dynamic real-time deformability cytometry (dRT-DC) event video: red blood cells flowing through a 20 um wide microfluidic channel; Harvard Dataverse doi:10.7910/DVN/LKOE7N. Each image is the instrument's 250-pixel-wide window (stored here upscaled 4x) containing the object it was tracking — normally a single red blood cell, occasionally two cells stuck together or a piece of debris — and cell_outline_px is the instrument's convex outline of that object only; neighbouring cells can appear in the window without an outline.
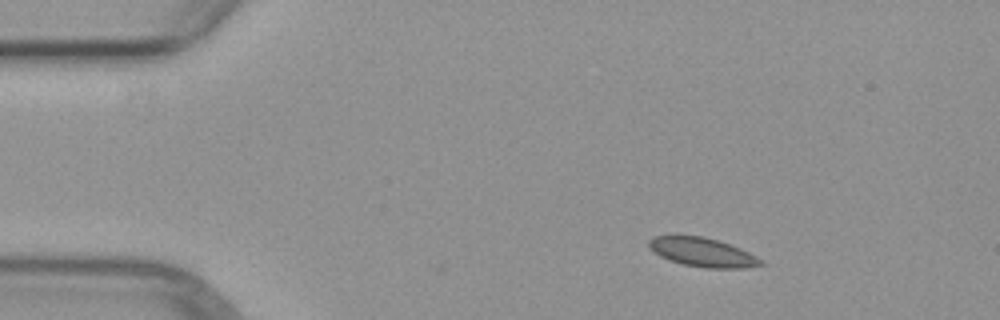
{"species": "common noctule bat (a hibernating species)", "species_latin": "Nyctalus noctula", "temperature_condition": "warm", "stored_images_in_passage": 7, "camera_frame_rate_fps": 3000, "um_per_image_px": 0.085, "animal": {"sex": "female", "body_mass_g": 29.2, "forearm_length_mm": 56.3}, "frame": {"image": 1, "passage_image": 1, "time_ms": 0.0, "image_size_px": [1000, 320], "cell_outline_px": [[764, 264], [744, 268], [704, 268], [684, 264], [668, 260], [652, 252], [648, 248], [648, 240], [652, 236], [672, 232], [704, 236], [740, 248], [764, 260]], "centroid_in_image_um": [59.59, 21.39], "position_along_channel_um": 25.4, "area_um2": 19.65}}
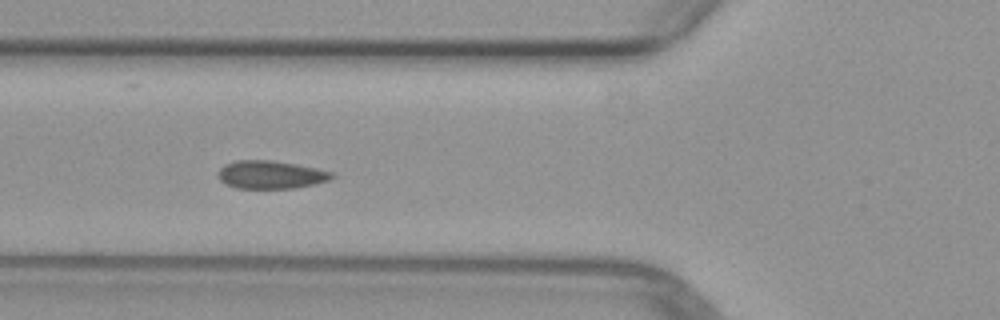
{"frame": {"image": 2, "passage_image": 4, "time_ms": 3.667, "image_size_px": [1000, 320], "cell_outline_px": [[336, 176], [328, 180], [316, 184], [292, 188], [236, 188], [220, 180], [216, 176], [220, 168], [224, 164], [236, 160], [272, 160], [296, 164], [316, 168], [332, 172]], "centroid_in_image_um": [23.0, 14.84], "position_along_channel_um": 102.8, "area_um2": 18.61}}
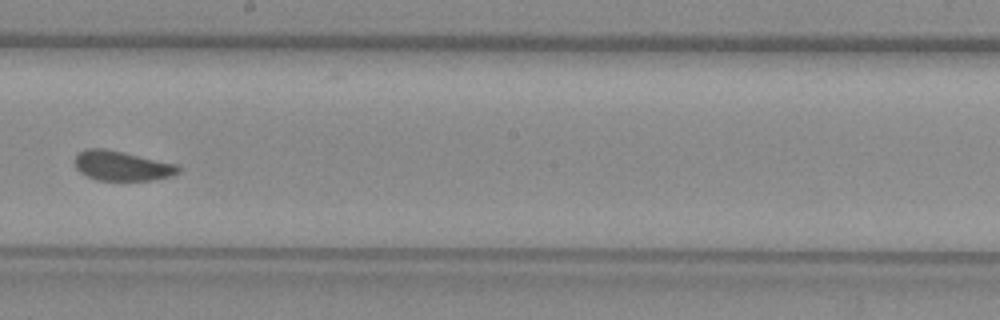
{"frame": {"image": 3, "passage_image": 7, "time_ms": 7.0, "image_size_px": [1000, 320], "cell_outline_px": [[180, 172], [156, 180], [96, 180], [80, 172], [72, 164], [72, 160], [80, 152], [88, 148], [104, 148], [124, 152], [180, 164]], "centroid_in_image_um": [10.36, 14.09], "position_along_channel_um": 237.8, "area_um2": 18.21}}